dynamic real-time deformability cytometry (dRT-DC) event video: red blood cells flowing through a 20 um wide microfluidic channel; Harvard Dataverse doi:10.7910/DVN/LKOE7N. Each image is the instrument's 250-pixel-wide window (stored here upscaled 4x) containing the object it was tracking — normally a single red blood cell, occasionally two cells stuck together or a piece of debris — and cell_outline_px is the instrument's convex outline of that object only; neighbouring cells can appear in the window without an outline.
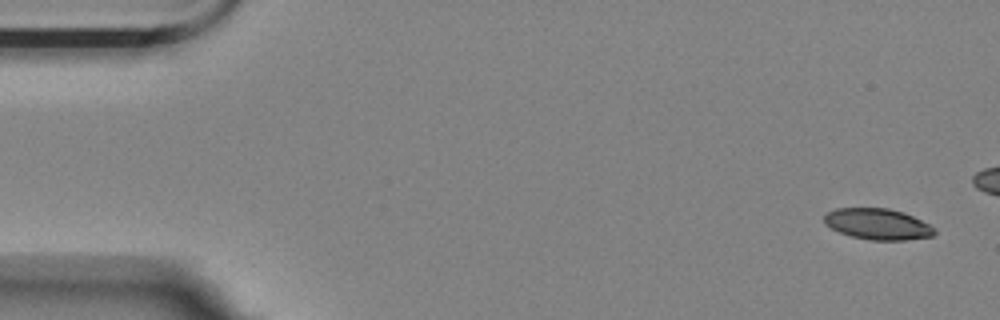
{"species": "Egyptian fruit bat (a non-hibernating species)", "species_latin": "Rousettus aegyptiacus", "temperature_condition": "room temperature", "stored_images_in_passage": 5, "camera_frame_rate_fps": 3000, "um_per_image_px": 0.085, "animal": {"sex": "female"}, "frame": {"image": 1, "passage_image": 1, "time_ms": 0.0, "image_size_px": [1000, 320], "cell_outline_px": [[936, 232], [932, 236], [904, 240], [872, 240], [852, 236], [840, 232], [824, 224], [824, 216], [828, 212], [836, 208], [888, 208], [904, 212], [936, 228]], "centroid_in_image_um": [74.61, 19.04], "position_along_channel_um": 10.4, "area_um2": 19.83}}